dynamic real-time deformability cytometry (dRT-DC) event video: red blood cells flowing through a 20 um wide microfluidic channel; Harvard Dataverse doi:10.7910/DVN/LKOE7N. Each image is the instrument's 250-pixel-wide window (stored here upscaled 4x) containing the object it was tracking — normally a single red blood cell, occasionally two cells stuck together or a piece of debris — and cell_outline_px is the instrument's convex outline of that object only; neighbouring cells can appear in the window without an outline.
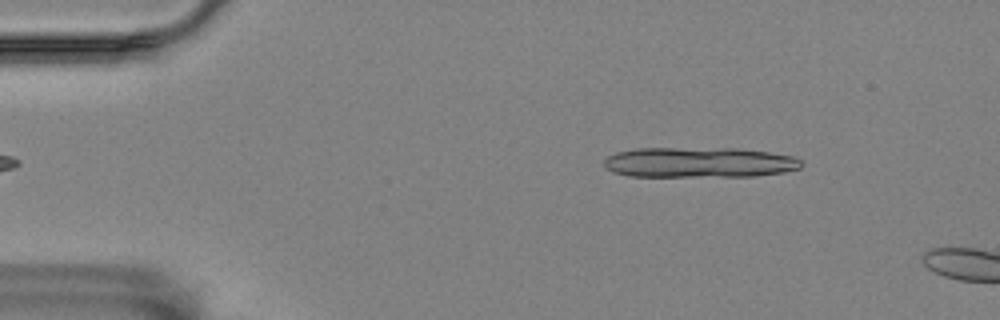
{"species": "Egyptian fruit bat (a non-hibernating species)", "species_latin": "Rousettus aegyptiacus", "temperature_condition": "room temperature", "stored_images_in_passage": 5, "camera_frame_rate_fps": 3000, "um_per_image_px": 0.085, "animal": {"sex": "female"}, "frame": {"image": 1, "passage_image": 2, "time_ms": 0.333, "image_size_px": [1000, 320], "cell_outline_px": [[804, 164], [800, 168], [784, 172], [752, 176], [628, 176], [612, 172], [604, 168], [604, 160], [608, 156], [616, 152], [636, 148], [736, 148], [768, 152], [792, 156], [800, 160]], "centroid_in_image_um": [59.4, 13.8], "position_along_channel_um": 25.6, "area_um2": 35.03}}